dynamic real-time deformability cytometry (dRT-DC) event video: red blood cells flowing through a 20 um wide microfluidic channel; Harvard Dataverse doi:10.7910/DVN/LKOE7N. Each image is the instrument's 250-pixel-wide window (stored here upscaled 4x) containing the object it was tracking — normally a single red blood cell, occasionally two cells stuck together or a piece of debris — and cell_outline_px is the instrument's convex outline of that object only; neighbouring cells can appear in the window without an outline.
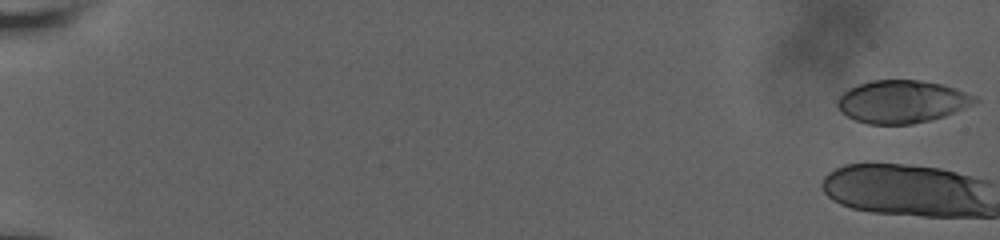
{"species": "human", "species_latin": "Homo sapiens", "temperature_condition": "room temperature", "stored_images_in_passage": 20, "camera_frame_rate_fps": 3000, "um_per_image_px": 0.085, "donor": {"sex": "male"}, "frame": {"image": 1, "passage_image": 1, "time_ms": 0.0, "image_size_px": [1000, 240], "cell_outline_px": [[980, 100], [964, 108], [944, 116], [912, 124], [868, 124], [856, 120], [848, 116], [836, 104], [836, 100], [848, 88], [872, 80], [920, 80], [940, 84], [956, 88], [976, 96]], "centroid_in_image_um": [76.67, 8.63], "position_along_channel_um": 8.3, "area_um2": 33.93}}
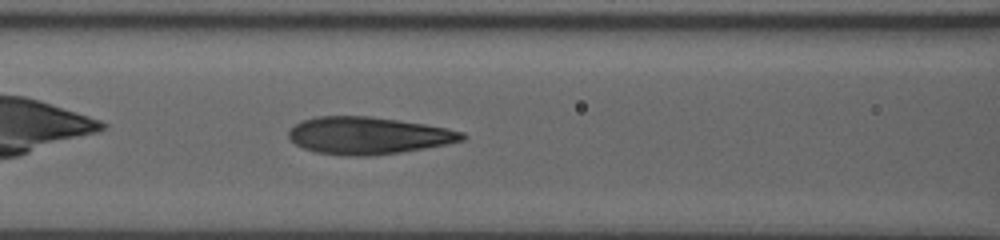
{"frame": {"image": 2, "passage_image": 20, "time_ms": 10.333, "image_size_px": [1000, 240], "cell_outline_px": [[468, 136], [464, 140], [424, 148], [400, 152], [368, 156], [348, 156], [316, 152], [304, 148], [296, 144], [288, 136], [288, 132], [300, 120], [316, 116], [372, 116], [424, 124], [448, 128], [464, 132]], "centroid_in_image_um": [31.3, 11.51], "position_along_channel_um": 135.3, "area_um2": 37.57}}